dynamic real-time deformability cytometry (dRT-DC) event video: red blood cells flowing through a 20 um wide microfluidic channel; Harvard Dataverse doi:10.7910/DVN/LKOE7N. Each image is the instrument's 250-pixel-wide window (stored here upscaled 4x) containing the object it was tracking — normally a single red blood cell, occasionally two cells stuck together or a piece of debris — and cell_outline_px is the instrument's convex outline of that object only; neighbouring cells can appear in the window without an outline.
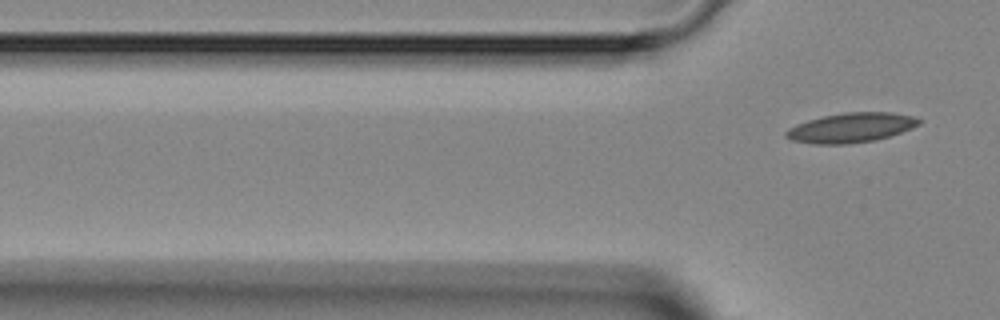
{"species": "Egyptian fruit bat (a non-hibernating species)", "species_latin": "Rousettus aegyptiacus", "temperature_condition": "room temperature", "stored_images_in_passage": 2, "camera_frame_rate_fps": 3000, "um_per_image_px": 0.085, "animal": {"sex": "female"}, "frame": {"image": 1, "passage_image": 2, "time_ms": 1.667, "image_size_px": [1000, 320], "cell_outline_px": [[920, 124], [912, 128], [876, 140], [848, 144], [812, 144], [792, 140], [784, 136], [784, 132], [788, 128], [796, 124], [808, 120], [824, 116], [844, 112], [892, 112], [916, 116], [920, 120]], "centroid_in_image_um": [72.32, 10.85], "position_along_channel_um": 53.5, "area_um2": 23.06}}